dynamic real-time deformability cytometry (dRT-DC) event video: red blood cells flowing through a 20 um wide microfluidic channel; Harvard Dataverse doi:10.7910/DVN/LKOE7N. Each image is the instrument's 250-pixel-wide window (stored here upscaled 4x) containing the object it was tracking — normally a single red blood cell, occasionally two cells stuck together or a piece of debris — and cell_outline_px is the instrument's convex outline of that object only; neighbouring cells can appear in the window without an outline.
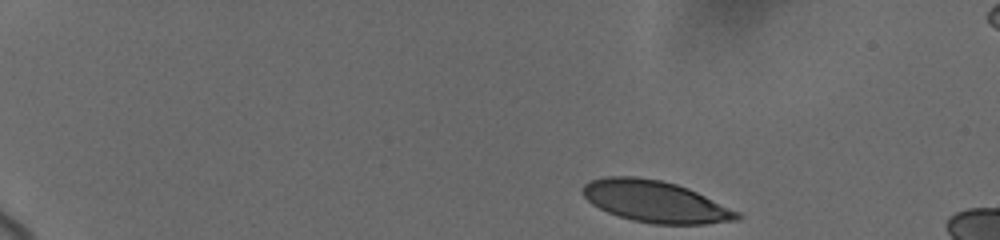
{"species": "human", "species_latin": "Homo sapiens", "temperature_condition": "cold", "stored_images_in_passage": 9, "camera_frame_rate_fps": 3000, "um_per_image_px": 0.085, "donor": {"sex": "female"}, "frame": {"image": 1, "passage_image": 1, "time_ms": 0.0, "image_size_px": [1000, 240], "cell_outline_px": [[740, 220], [704, 224], [652, 224], [632, 220], [608, 212], [592, 204], [580, 192], [580, 188], [588, 180], [604, 176], [632, 176], [660, 180], [676, 184], [688, 188], [740, 212]], "centroid_in_image_um": [55.67, 17.12], "position_along_channel_um": 29.3, "area_um2": 37.51}}
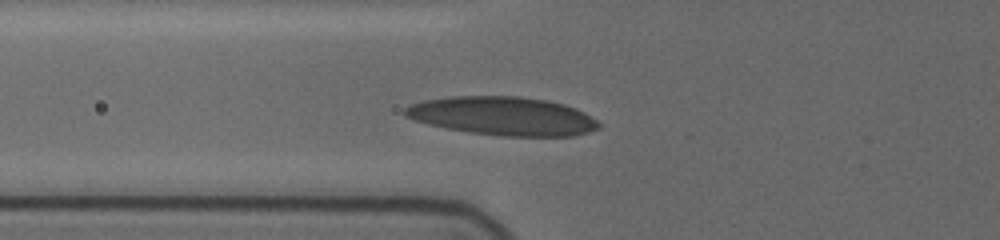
{"frame": {"image": 2, "passage_image": 9, "time_ms": 4.667, "image_size_px": [1000, 240], "cell_outline_px": [[600, 128], [588, 132], [572, 136], [500, 136], [468, 132], [428, 124], [404, 116], [400, 112], [404, 108], [412, 104], [424, 100], [448, 96], [520, 96], [548, 100], [564, 104], [576, 108], [584, 112], [596, 120], [600, 124]], "centroid_in_image_um": [42.72, 9.86], "position_along_channel_um": 83.1, "area_um2": 43.75}}